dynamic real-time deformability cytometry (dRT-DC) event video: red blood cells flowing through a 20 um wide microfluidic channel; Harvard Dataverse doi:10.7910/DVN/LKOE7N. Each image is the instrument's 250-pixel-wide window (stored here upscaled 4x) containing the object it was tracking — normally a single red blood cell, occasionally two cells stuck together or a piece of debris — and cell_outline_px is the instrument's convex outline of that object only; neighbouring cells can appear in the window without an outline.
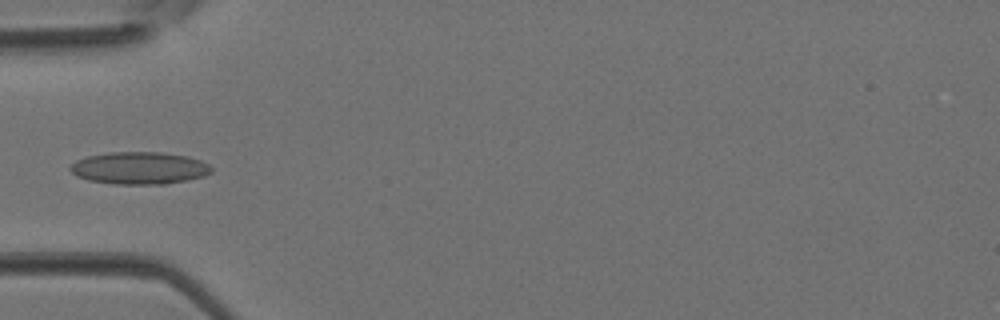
{"species": "Egyptian fruit bat (a non-hibernating species)", "species_latin": "Rousettus aegyptiacus", "temperature_condition": "room temperature", "stored_images_in_passage": 4, "camera_frame_rate_fps": 3000, "um_per_image_px": 0.085, "animal": {"sex": "female"}, "frame": {"image": 1, "passage_image": 4, "time_ms": 1.0, "image_size_px": [1000, 320], "cell_outline_px": [[212, 172], [204, 176], [188, 180], [164, 184], [112, 184], [88, 180], [76, 176], [68, 168], [76, 160], [88, 156], [108, 152], [160, 152], [188, 156], [200, 160], [208, 164], [212, 168]], "centroid_in_image_um": [11.84, 14.28], "position_along_channel_um": 73.2, "area_um2": 26.7}}